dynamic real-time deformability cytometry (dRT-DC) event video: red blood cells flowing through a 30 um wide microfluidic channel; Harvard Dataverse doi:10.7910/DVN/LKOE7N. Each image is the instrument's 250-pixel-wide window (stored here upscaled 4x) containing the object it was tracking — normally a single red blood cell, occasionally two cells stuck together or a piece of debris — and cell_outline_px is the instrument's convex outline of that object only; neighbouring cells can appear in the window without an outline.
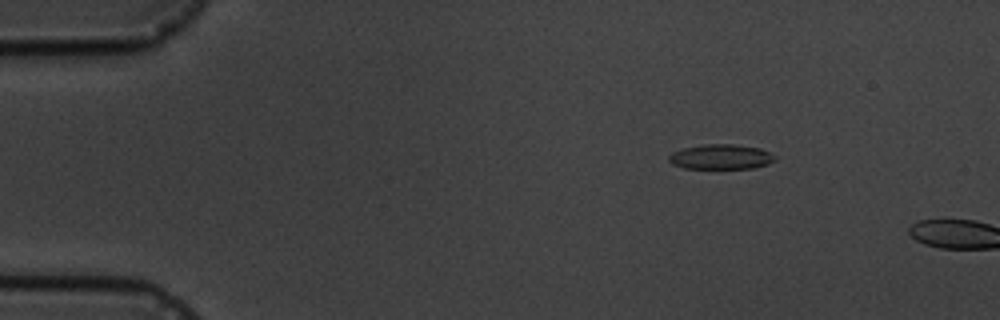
{"species": "common noctule bat (a hibernating species)", "species_latin": "Nyctalus noctula", "temperature_condition": "cold", "stored_images_in_passage": 3, "camera_frame_rate_fps": 3000, "um_per_image_px": 0.085, "animal": {"sex": "male", "body_mass_g": 19.5, "forearm_length_mm": 54.6}, "frame": {"image": 1, "passage_image": 2, "time_ms": 1.0, "image_size_px": [1000, 320], "cell_outline_px": [[776, 160], [768, 164], [752, 168], [684, 168], [672, 164], [668, 160], [668, 156], [672, 152], [684, 148], [704, 144], [736, 144], [760, 148], [776, 156]], "centroid_in_image_um": [61.28, 13.32], "position_along_channel_um": 23.7, "area_um2": 15.43}}